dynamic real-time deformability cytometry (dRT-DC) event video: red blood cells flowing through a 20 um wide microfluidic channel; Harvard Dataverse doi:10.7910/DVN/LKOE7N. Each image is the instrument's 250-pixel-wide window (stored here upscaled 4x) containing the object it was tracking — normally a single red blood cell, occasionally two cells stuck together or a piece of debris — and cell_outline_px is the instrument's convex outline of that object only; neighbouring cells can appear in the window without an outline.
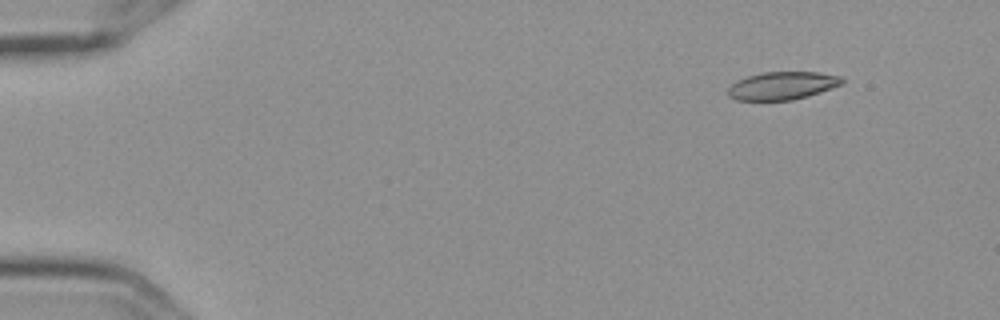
{"species": "Egyptian fruit bat (a non-hibernating species)", "species_latin": "Rousettus aegyptiacus", "temperature_condition": "cold", "stored_images_in_passage": 4, "camera_frame_rate_fps": 3000, "um_per_image_px": 0.085, "frame": {"image": 1, "passage_image": 2, "time_ms": 0.333, "image_size_px": [1000, 320], "cell_outline_px": [[844, 80], [840, 84], [832, 88], [808, 96], [792, 100], [736, 100], [728, 96], [728, 88], [736, 80], [760, 72], [820, 72], [840, 76]], "centroid_in_image_um": [66.47, 7.28], "position_along_channel_um": 18.5, "area_um2": 18.55}}